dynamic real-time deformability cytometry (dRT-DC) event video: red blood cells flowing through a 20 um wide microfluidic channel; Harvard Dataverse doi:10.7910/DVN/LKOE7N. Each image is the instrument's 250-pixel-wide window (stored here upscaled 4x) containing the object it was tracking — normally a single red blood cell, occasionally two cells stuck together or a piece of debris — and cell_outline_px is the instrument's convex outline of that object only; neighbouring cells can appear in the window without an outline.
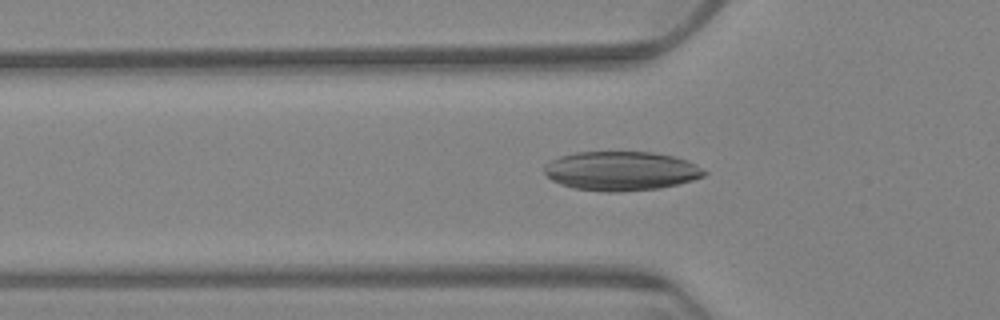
{"species": "Egyptian fruit bat (a non-hibernating species)", "species_latin": "Rousettus aegyptiacus", "temperature_condition": "warm", "stored_images_in_passage": 61, "camera_frame_rate_fps": 3000, "um_per_image_px": 0.085, "animal": {"sex": "female"}, "frame": {"image": 1, "passage_image": 20, "time_ms": 6.333, "image_size_px": [1000, 320], "cell_outline_px": [[708, 172], [704, 176], [692, 180], [660, 188], [620, 192], [608, 192], [572, 188], [560, 184], [552, 180], [544, 172], [544, 164], [560, 156], [576, 152], [652, 152], [672, 156], [688, 160], [696, 164]], "centroid_in_image_um": [52.79, 14.53], "position_along_channel_um": 73.0, "area_um2": 36.59}}
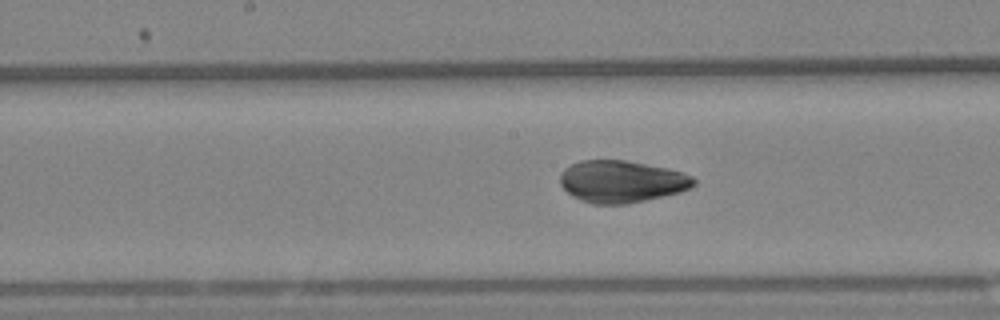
{"frame": {"image": 2, "passage_image": 31, "time_ms": 10.0, "image_size_px": [1000, 320], "cell_outline_px": [[696, 184], [680, 192], [644, 200], [624, 204], [592, 204], [580, 200], [572, 196], [560, 184], [560, 176], [564, 168], [580, 160], [624, 160], [668, 168], [684, 172], [692, 176], [696, 180]], "centroid_in_image_um": [52.83, 15.42], "position_along_channel_um": 195.4, "area_um2": 32.71}}
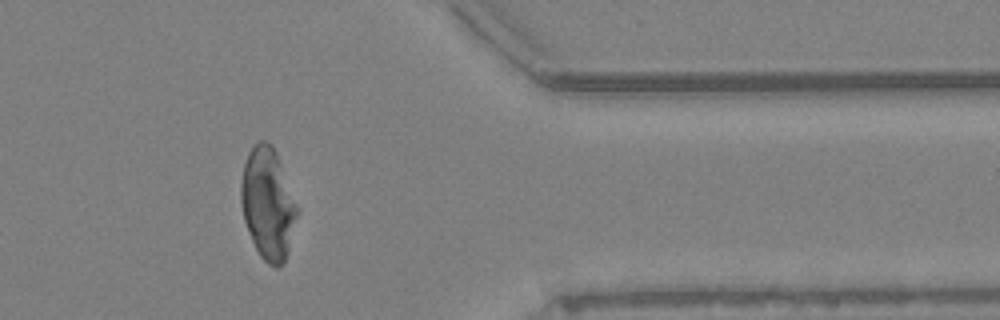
{"frame": {"image": 3, "passage_image": 50, "time_ms": 16.333, "image_size_px": [1000, 320], "cell_outline_px": [[300, 212], [288, 252], [284, 264], [276, 268], [268, 264], [260, 256], [252, 240], [244, 220], [240, 204], [240, 184], [244, 164], [248, 152], [260, 140], [264, 140], [272, 144], [276, 152], [300, 208]], "centroid_in_image_um": [22.8, 17.33], "position_along_channel_um": 388.6, "area_um2": 37.11}}